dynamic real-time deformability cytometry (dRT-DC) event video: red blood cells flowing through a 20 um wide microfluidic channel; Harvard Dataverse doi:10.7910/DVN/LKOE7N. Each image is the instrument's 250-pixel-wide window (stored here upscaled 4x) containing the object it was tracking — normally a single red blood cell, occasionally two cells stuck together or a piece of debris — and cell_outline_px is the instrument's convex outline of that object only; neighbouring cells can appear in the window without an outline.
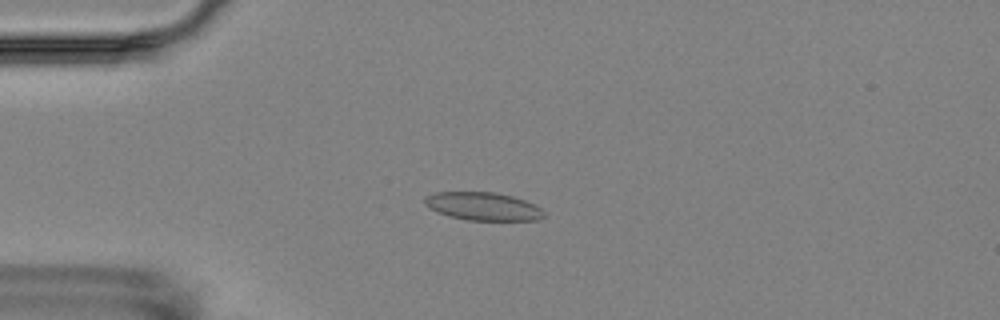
{"species": "Egyptian fruit bat (a non-hibernating species)", "species_latin": "Rousettus aegyptiacus", "temperature_condition": "room temperature", "stored_images_in_passage": 15, "camera_frame_rate_fps": 3000, "um_per_image_px": 0.085, "animal": {"sex": "female"}, "frame": {"image": 1, "passage_image": 3, "time_ms": 2.333, "image_size_px": [1000, 320], "cell_outline_px": [[544, 216], [540, 220], [468, 220], [448, 216], [436, 212], [428, 208], [424, 204], [424, 196], [436, 192], [496, 192], [512, 196], [536, 204], [544, 212]], "centroid_in_image_um": [41.03, 17.54], "position_along_channel_um": 44.0, "area_um2": 19.71}}
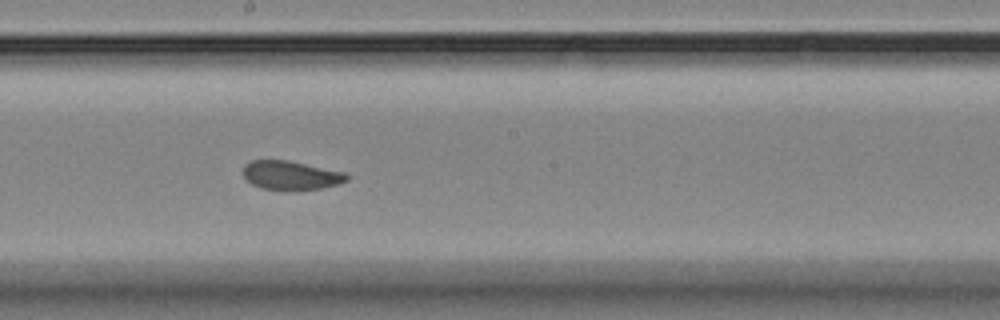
{"frame": {"image": 2, "passage_image": 8, "time_ms": 8.0, "image_size_px": [1000, 320], "cell_outline_px": [[348, 180], [340, 184], [300, 192], [292, 192], [260, 188], [252, 184], [244, 176], [244, 164], [252, 160], [288, 160], [348, 172]], "centroid_in_image_um": [24.78, 14.93], "position_along_channel_um": 223.4, "area_um2": 18.09}}
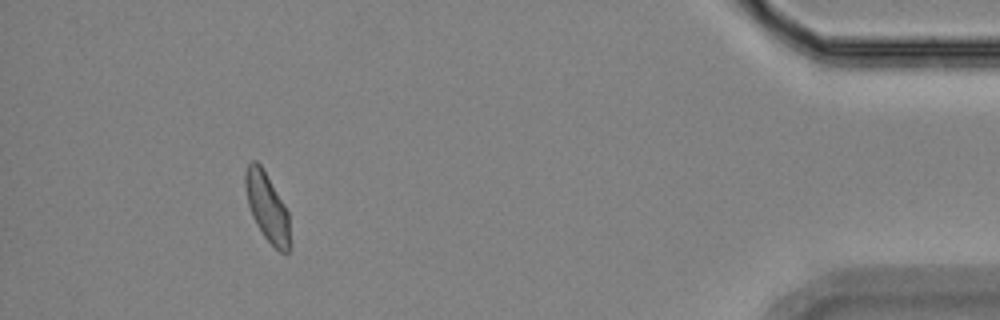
{"frame": {"image": 3, "passage_image": 14, "time_ms": 15.0, "image_size_px": [1000, 320], "cell_outline_px": [[288, 252], [280, 252], [264, 236], [256, 224], [252, 216], [248, 204], [244, 184], [244, 172], [248, 164], [252, 160], [256, 160], [260, 164], [284, 204], [288, 212]], "centroid_in_image_um": [22.65, 17.55], "position_along_channel_um": 412.5, "area_um2": 17.34}, "authors_computed_cell_mechanics": {"area_um2": 18.0914, "velocity_mm_per_s": 3.5316, "shape_relaxation_time_tau1_ms": null, "shape_relaxation_time_tau2_ms": 0.9579, "deformation_change_tau1": null, "deformation_change_tau2": 0.0424}}